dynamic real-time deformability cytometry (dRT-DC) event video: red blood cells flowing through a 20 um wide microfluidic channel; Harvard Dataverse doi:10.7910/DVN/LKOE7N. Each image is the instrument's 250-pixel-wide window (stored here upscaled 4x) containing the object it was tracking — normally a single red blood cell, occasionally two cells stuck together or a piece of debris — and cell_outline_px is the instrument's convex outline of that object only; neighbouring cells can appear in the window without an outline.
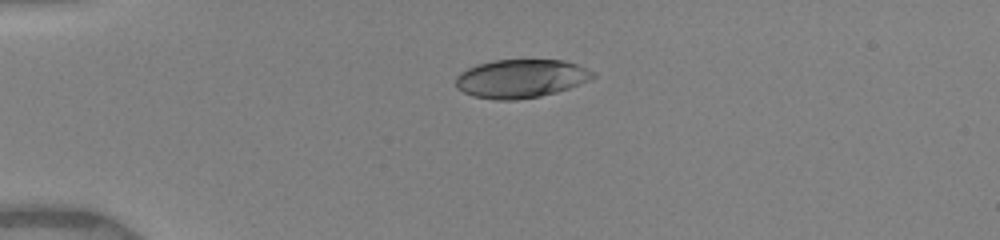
{"species": "human", "species_latin": "Homo sapiens", "temperature_condition": "warm", "stored_images_in_passage": 3, "camera_frame_rate_fps": 3000, "um_per_image_px": 0.085, "donor": {"sex": "female"}, "frame": {"image": 1, "passage_image": 1, "time_ms": 0.0, "image_size_px": [1000, 240], "cell_outline_px": [[596, 76], [580, 84], [556, 92], [540, 96], [516, 100], [496, 100], [472, 96], [456, 88], [456, 76], [460, 72], [476, 64], [492, 60], [564, 60], [576, 64], [596, 72]], "centroid_in_image_um": [44.26, 6.68], "position_along_channel_um": 40.7, "area_um2": 30.87}}
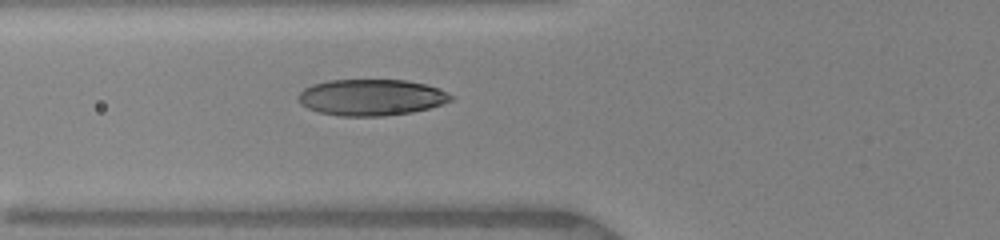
{"frame": {"image": 2, "passage_image": 3, "time_ms": 2.333, "image_size_px": [1000, 240], "cell_outline_px": [[456, 96], [452, 100], [428, 108], [412, 112], [384, 116], [340, 116], [320, 112], [308, 108], [300, 104], [296, 96], [304, 88], [312, 84], [328, 80], [404, 80], [424, 84], [440, 88]], "centroid_in_image_um": [31.55, 8.27], "position_along_channel_um": 94.2, "area_um2": 32.43}}